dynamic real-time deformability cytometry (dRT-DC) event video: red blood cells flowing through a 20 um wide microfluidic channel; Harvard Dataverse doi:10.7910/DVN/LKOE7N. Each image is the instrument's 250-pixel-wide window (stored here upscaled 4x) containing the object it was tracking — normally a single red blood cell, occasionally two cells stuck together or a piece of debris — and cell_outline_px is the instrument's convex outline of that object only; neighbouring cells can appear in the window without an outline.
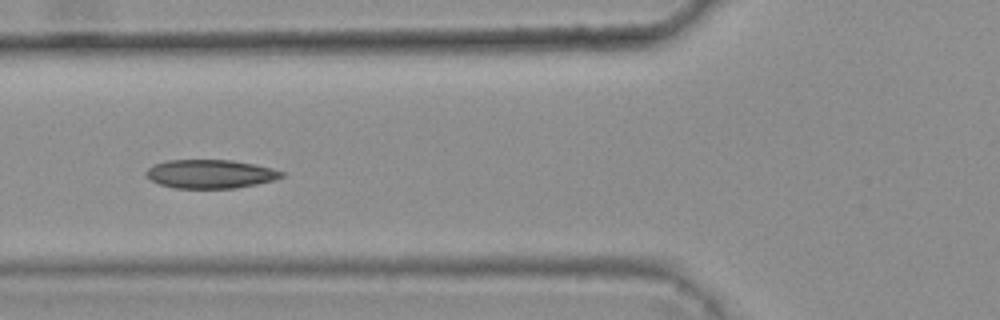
{"species": "common noctule bat (a hibernating species)", "species_latin": "Nyctalus noctula", "temperature_condition": "warm", "stored_images_in_passage": 7, "camera_frame_rate_fps": 3000, "um_per_image_px": 0.085, "animal": {"sex": "female", "body_mass_g": 25.1}, "frame": {"image": 1, "passage_image": 5, "time_ms": 1.333, "image_size_px": [1000, 320], "cell_outline_px": [[284, 176], [276, 180], [236, 188], [176, 188], [160, 184], [144, 176], [144, 172], [152, 164], [168, 160], [232, 160], [256, 164], [272, 168], [284, 172]], "centroid_in_image_um": [17.88, 14.78], "position_along_channel_um": 107.9, "area_um2": 22.83}}
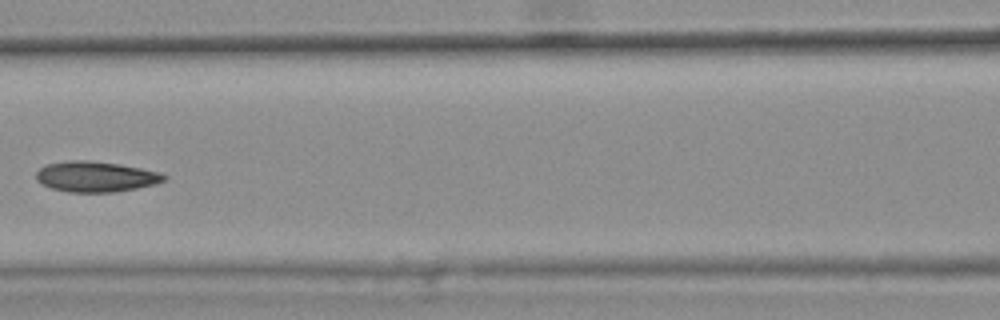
{"frame": {"image": 2, "passage_image": 6, "time_ms": 1.667, "image_size_px": [1000, 320], "cell_outline_px": [[168, 180], [156, 184], [116, 192], [68, 192], [52, 188], [40, 184], [36, 180], [36, 172], [44, 164], [68, 160], [88, 160], [120, 164], [160, 172], [168, 176]], "centroid_in_image_um": [8.14, 15.01], "position_along_channel_um": 158.5, "area_um2": 23.06}}